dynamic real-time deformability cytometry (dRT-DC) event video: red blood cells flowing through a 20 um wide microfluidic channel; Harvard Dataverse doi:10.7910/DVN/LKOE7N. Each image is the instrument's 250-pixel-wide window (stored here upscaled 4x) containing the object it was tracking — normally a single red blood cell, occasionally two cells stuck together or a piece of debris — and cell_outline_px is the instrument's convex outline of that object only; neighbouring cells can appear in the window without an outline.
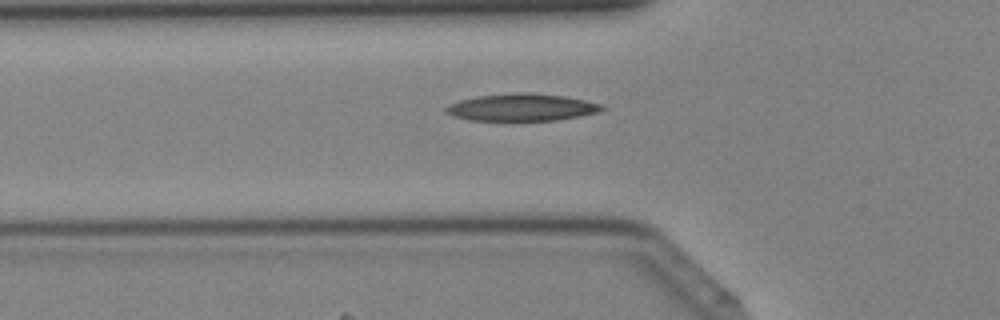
{"species": "Egyptian fruit bat (a non-hibernating species)", "species_latin": "Rousettus aegyptiacus", "temperature_condition": "cold", "stored_images_in_passage": 39, "camera_frame_rate_fps": 3000, "um_per_image_px": 0.085, "animal": {"sex": "female"}, "frame": {"image": 1, "passage_image": 12, "time_ms": 3.667, "image_size_px": [1000, 320], "cell_outline_px": [[608, 108], [600, 112], [580, 116], [556, 120], [468, 120], [452, 116], [444, 112], [444, 108], [448, 104], [460, 100], [476, 96], [516, 92], [532, 92], [564, 96], [584, 100], [600, 104]], "centroid_in_image_um": [44.33, 9.12], "position_along_channel_um": 81.5, "area_um2": 24.97}}
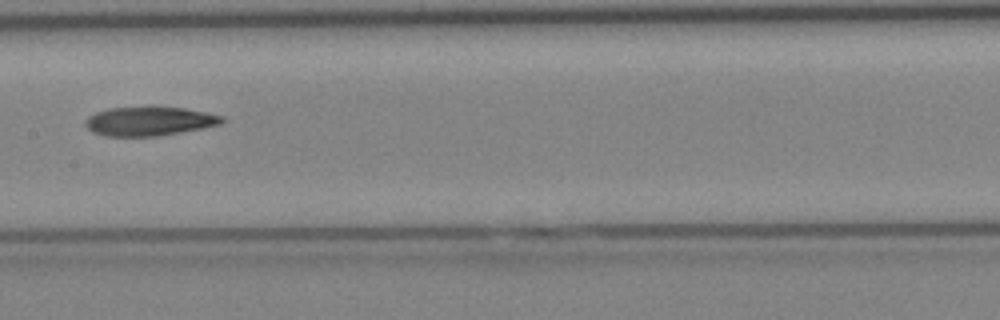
{"frame": {"image": 2, "passage_image": 19, "time_ms": 6.0, "image_size_px": [1000, 320], "cell_outline_px": [[224, 120], [220, 124], [180, 132], [156, 136], [104, 136], [92, 132], [84, 124], [84, 120], [88, 116], [96, 112], [108, 108], [148, 104], [152, 104], [184, 108], [224, 116]], "centroid_in_image_um": [12.63, 10.25], "position_along_channel_um": 194.8, "area_um2": 23.81}}
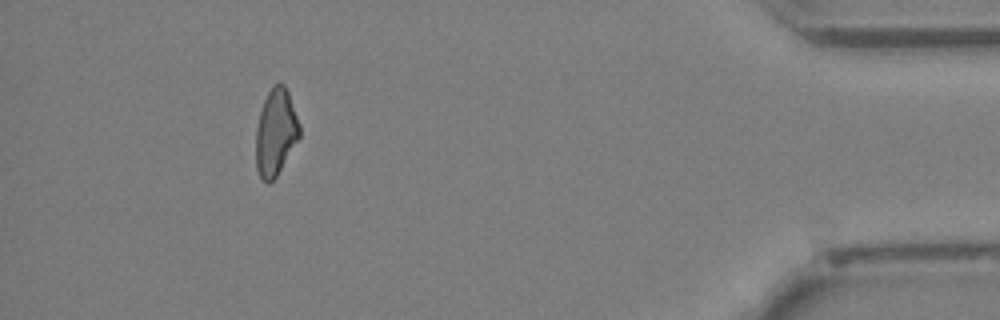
{"frame": {"image": 3, "passage_image": 36, "time_ms": 11.667, "image_size_px": [1000, 320], "cell_outline_px": [[300, 136], [276, 176], [268, 184], [260, 176], [256, 168], [256, 128], [260, 112], [264, 100], [272, 84], [280, 80], [284, 84], [288, 92], [300, 124]], "centroid_in_image_um": [23.43, 11.2], "position_along_channel_um": 411.8, "area_um2": 21.96}}